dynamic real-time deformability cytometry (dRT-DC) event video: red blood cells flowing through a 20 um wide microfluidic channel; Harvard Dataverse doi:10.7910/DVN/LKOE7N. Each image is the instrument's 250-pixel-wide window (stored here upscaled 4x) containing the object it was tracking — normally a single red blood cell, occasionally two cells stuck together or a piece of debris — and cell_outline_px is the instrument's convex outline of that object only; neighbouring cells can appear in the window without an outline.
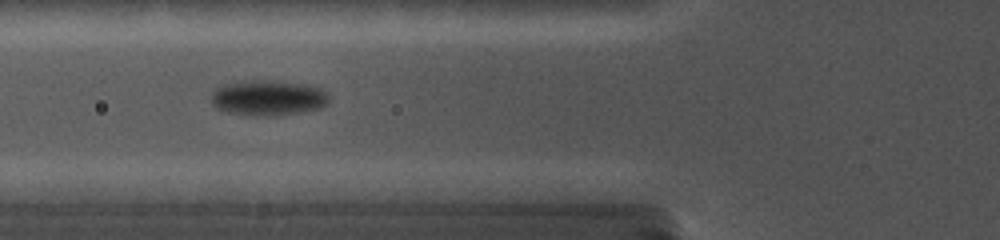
{"species": "common noctule bat (a hibernating species)", "species_latin": "Nyctalus noctula", "temperature_condition": "cold", "stored_images_in_passage": 25, "camera_frame_rate_fps": 5000, "um_per_image_px": 0.085, "animal": {"sex": "female", "body_mass_g": 19.0, "forearm_length_mm": 56.7}, "frame": {"image": 1, "passage_image": 5, "time_ms": 1.4, "image_size_px": [1000, 240], "cell_outline_px": [[328, 104], [320, 108], [280, 116], [252, 116], [228, 112], [216, 108], [212, 104], [212, 92], [220, 84], [252, 80], [272, 80], [304, 84], [324, 88], [328, 96]], "centroid_in_image_um": [22.79, 8.32], "position_along_channel_um": 103.0, "area_um2": 24.68}}
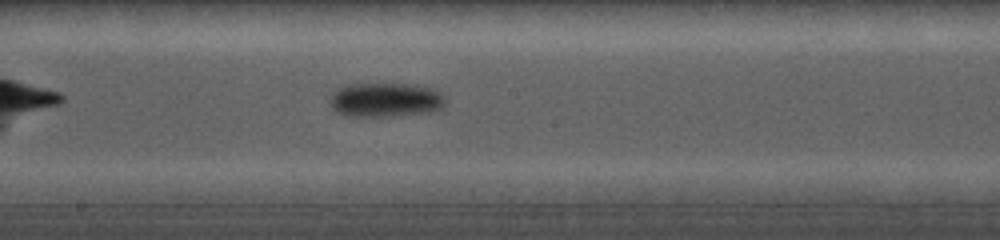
{"frame": {"image": 2, "passage_image": 13, "time_ms": 4.4, "image_size_px": [1000, 240], "cell_outline_px": [[444, 104], [440, 108], [428, 112], [380, 116], [348, 116], [336, 112], [332, 108], [328, 100], [332, 92], [336, 88], [344, 84], [408, 84], [436, 88], [444, 96]], "centroid_in_image_um": [32.7, 8.46], "position_along_channel_um": 215.5, "area_um2": 23.12}}
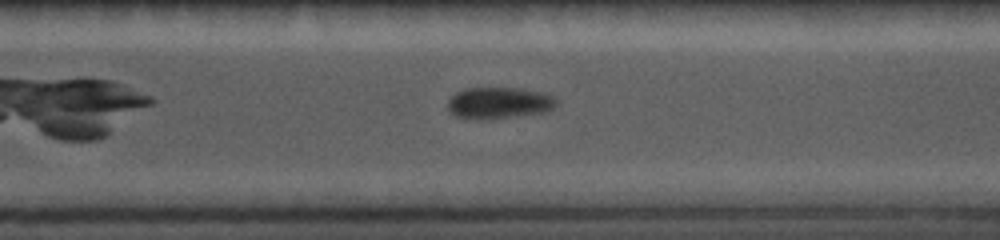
{"frame": {"image": 3, "passage_image": 21, "time_ms": 7.4, "image_size_px": [1000, 240], "cell_outline_px": [[556, 104], [552, 108], [544, 112], [476, 120], [456, 116], [448, 108], [448, 100], [456, 92], [464, 88], [520, 88], [544, 92], [552, 96], [556, 100]], "centroid_in_image_um": [42.39, 8.73], "position_along_channel_um": 328.2, "area_um2": 19.71}}